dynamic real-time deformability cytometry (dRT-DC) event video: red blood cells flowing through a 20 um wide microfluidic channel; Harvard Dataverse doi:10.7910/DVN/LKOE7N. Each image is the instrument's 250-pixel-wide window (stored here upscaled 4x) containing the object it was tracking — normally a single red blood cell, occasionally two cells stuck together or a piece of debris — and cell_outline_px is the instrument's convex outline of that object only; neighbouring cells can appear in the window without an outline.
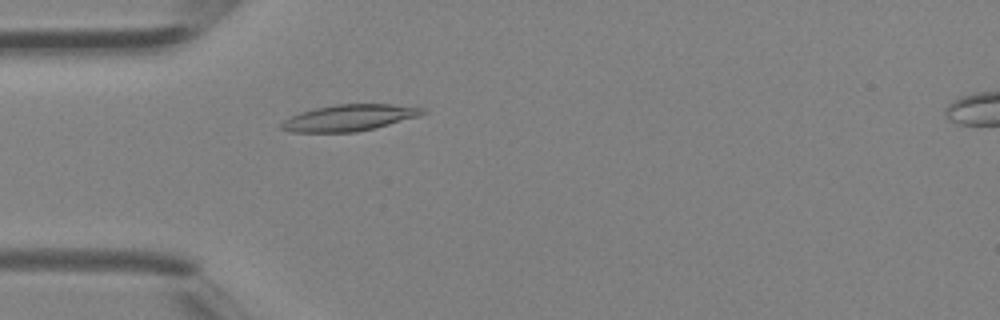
{"species": "Egyptian fruit bat (a non-hibernating species)", "species_latin": "Rousettus aegyptiacus", "temperature_condition": "room temperature", "stored_images_in_passage": 33, "camera_frame_rate_fps": 3000, "um_per_image_px": 0.085, "animal": {"sex": "female"}, "frame": {"image": 1, "passage_image": 5, "time_ms": 1.333, "image_size_px": [1000, 320], "cell_outline_px": [[428, 112], [416, 116], [388, 124], [356, 132], [292, 132], [280, 128], [280, 124], [284, 120], [300, 112], [316, 108], [336, 104], [392, 104], [424, 108]], "centroid_in_image_um": [29.65, 10.0], "position_along_channel_um": 55.3, "area_um2": 21.33}}
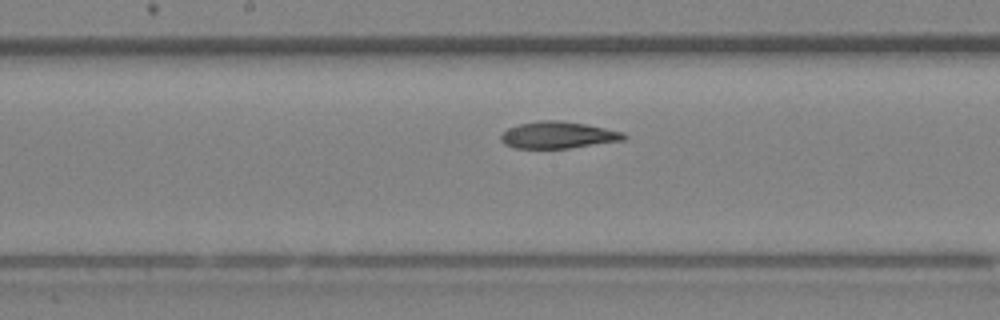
{"frame": {"image": 2, "passage_image": 14, "time_ms": 4.333, "image_size_px": [1000, 320], "cell_outline_px": [[628, 136], [624, 140], [568, 148], [512, 148], [504, 144], [500, 140], [500, 136], [508, 128], [520, 124], [536, 120], [560, 120], [584, 124], [624, 132]], "centroid_in_image_um": [47.41, 11.48], "position_along_channel_um": 200.8, "area_um2": 19.19}}
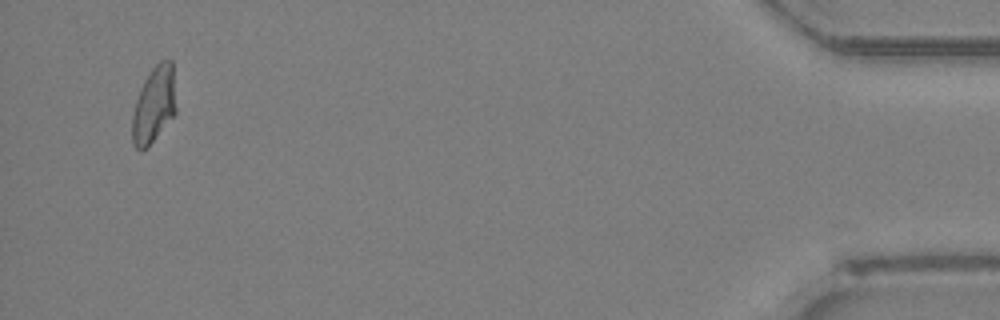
{"frame": {"image": 3, "passage_image": 32, "time_ms": 10.333, "image_size_px": [1000, 320], "cell_outline_px": [[176, 112], [152, 140], [140, 152], [132, 144], [132, 116], [136, 100], [140, 88], [144, 80], [152, 68], [160, 60], [172, 60], [176, 108]], "centroid_in_image_um": [13.07, 8.87], "position_along_channel_um": 422.1, "area_um2": 19.19}}